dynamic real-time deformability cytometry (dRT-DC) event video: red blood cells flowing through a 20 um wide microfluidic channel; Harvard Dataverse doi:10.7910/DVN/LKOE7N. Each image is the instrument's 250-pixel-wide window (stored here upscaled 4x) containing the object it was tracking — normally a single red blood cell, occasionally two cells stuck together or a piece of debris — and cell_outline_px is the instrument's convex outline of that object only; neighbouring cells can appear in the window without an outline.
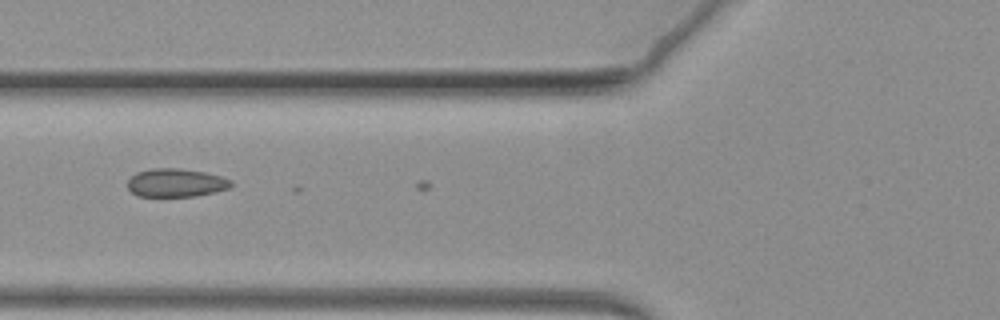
{"species": "common noctule bat (a hibernating species)", "species_latin": "Nyctalus noctula", "temperature_condition": "warm", "stored_images_in_passage": 8, "camera_frame_rate_fps": 3000, "um_per_image_px": 0.085, "animal": {"sex": "female", "body_mass_g": 19.3, "forearm_length_mm": 54.1}, "frame": {"image": 1, "passage_image": 7, "time_ms": 2.0, "image_size_px": [1000, 320], "cell_outline_px": [[232, 184], [228, 188], [216, 192], [196, 196], [136, 196], [128, 188], [128, 180], [136, 172], [152, 168], [180, 168], [204, 172], [220, 176], [232, 180]], "centroid_in_image_um": [14.95, 15.53], "position_along_channel_um": 110.9, "area_um2": 17.11}}